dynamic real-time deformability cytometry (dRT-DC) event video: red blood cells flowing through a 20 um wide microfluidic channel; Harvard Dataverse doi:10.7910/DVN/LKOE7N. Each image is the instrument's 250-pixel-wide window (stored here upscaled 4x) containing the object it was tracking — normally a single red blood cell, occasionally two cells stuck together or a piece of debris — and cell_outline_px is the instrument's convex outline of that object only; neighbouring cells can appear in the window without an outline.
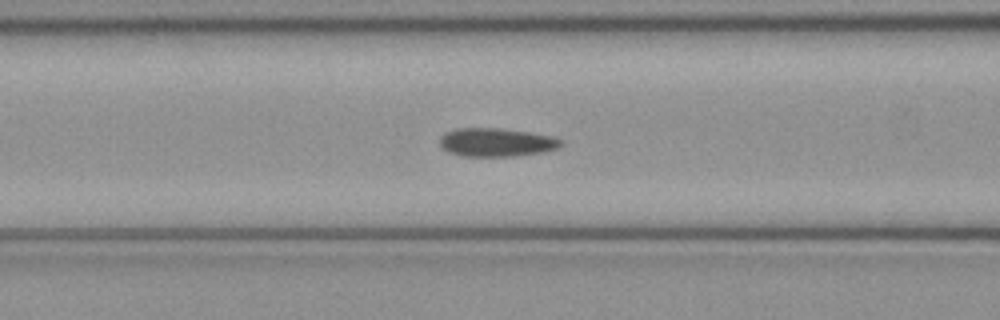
{"species": "common noctule bat (a hibernating species)", "species_latin": "Nyctalus noctula", "temperature_condition": "cold", "stored_images_in_passage": 49, "camera_frame_rate_fps": 3000, "um_per_image_px": 0.085, "animal": {"sex": "female", "body_mass_g": 21.9}, "frame": {"image": 1, "passage_image": 19, "time_ms": 6.0, "image_size_px": [1000, 320], "cell_outline_px": [[564, 144], [556, 148], [544, 152], [512, 156], [464, 156], [448, 152], [440, 148], [440, 136], [444, 132], [456, 128], [500, 128], [528, 132], [552, 136], [564, 140]], "centroid_in_image_um": [42.17, 12.09], "position_along_channel_um": 124.4, "area_um2": 20.29}}
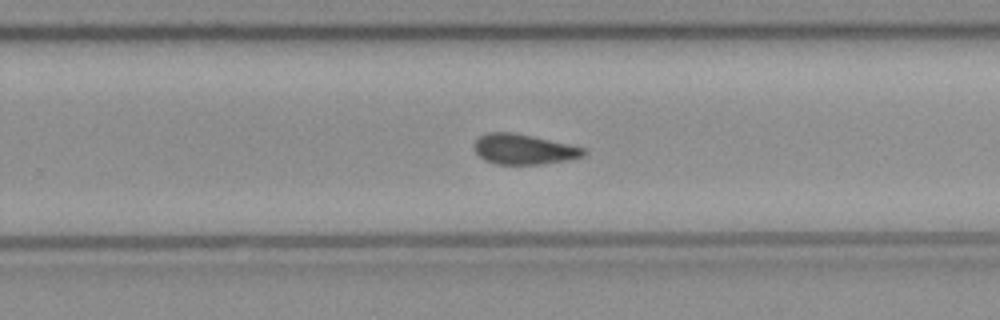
{"frame": {"image": 2, "passage_image": 31, "time_ms": 10.0, "image_size_px": [1000, 320], "cell_outline_px": [[588, 152], [584, 156], [572, 160], [540, 164], [496, 164], [484, 160], [476, 152], [472, 144], [480, 136], [488, 132], [512, 132], [532, 136], [588, 148]], "centroid_in_image_um": [44.57, 12.69], "position_along_channel_um": 285.2, "area_um2": 19.54}}
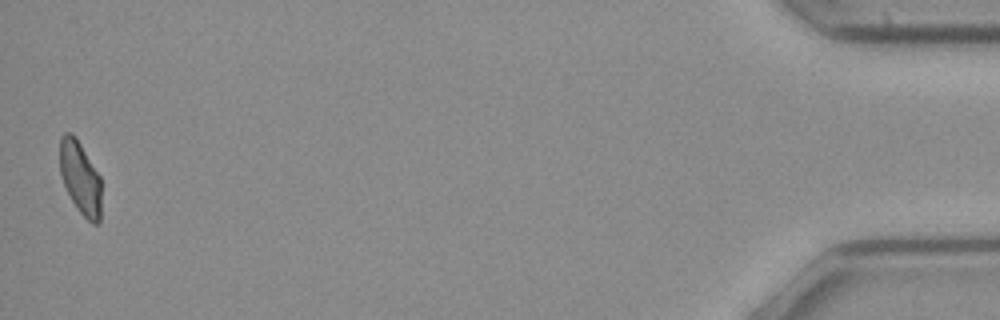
{"frame": {"image": 3, "passage_image": 49, "time_ms": 16.0, "image_size_px": [1000, 320], "cell_outline_px": [[100, 220], [96, 224], [92, 224], [76, 208], [64, 184], [60, 172], [60, 136], [64, 132], [72, 132], [76, 136], [100, 176]], "centroid_in_image_um": [6.81, 15.08], "position_along_channel_um": 428.4, "area_um2": 17.57}}